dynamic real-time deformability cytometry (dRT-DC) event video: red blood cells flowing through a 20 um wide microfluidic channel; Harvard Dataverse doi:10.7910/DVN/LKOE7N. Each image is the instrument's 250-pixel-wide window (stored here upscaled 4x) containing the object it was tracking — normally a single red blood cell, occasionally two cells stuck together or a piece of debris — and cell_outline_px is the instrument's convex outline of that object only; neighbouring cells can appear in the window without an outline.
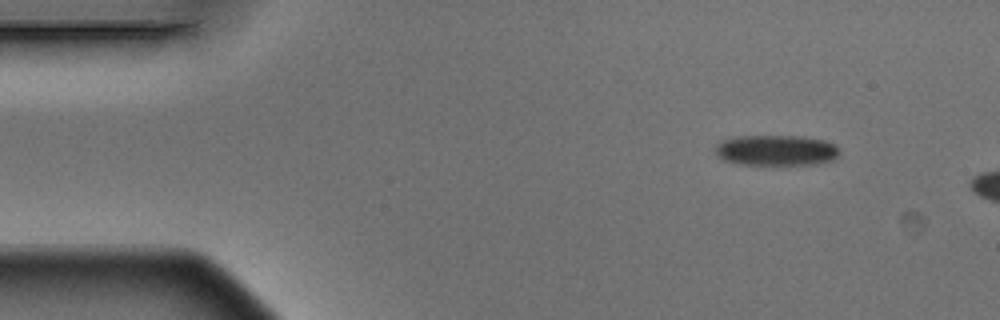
{"species": "Egyptian fruit bat (a non-hibernating species)", "species_latin": "Rousettus aegyptiacus", "temperature_condition": "warm", "stored_images_in_passage": 3, "camera_frame_rate_fps": 3000, "um_per_image_px": 0.085, "animal": {"sex": "male"}, "frame": {"image": 1, "passage_image": 1, "time_ms": 0.0, "image_size_px": [1000, 320], "cell_outline_px": [[840, 152], [832, 160], [816, 164], [740, 164], [724, 160], [716, 156], [712, 152], [716, 144], [720, 140], [736, 136], [804, 136], [824, 140], [832, 144]], "centroid_in_image_um": [65.88, 12.76], "position_along_channel_um": 19.1, "area_um2": 22.25}}